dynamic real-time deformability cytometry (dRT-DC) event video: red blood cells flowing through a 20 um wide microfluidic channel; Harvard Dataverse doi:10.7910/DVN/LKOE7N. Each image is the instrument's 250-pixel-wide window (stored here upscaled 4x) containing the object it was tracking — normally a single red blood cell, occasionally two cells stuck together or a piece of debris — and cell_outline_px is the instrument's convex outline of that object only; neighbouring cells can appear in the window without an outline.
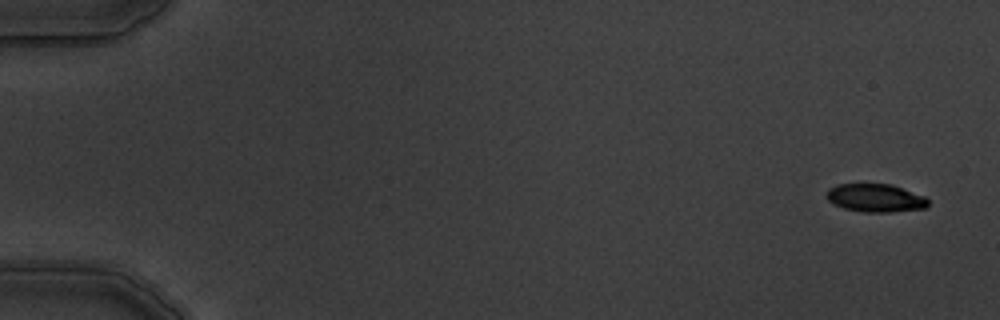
{"species": "common noctule bat (a hibernating species)", "species_latin": "Nyctalus noctula", "temperature_condition": "warm", "stored_images_in_passage": 6, "camera_frame_rate_fps": 3000, "um_per_image_px": 0.085, "animal": {"sex": "male", "body_mass_g": 19.5, "forearm_length_mm": 54.6}, "frame": {"image": 1, "passage_image": 1, "time_ms": 0.0, "image_size_px": [1000, 320], "cell_outline_px": [[928, 208], [892, 212], [864, 212], [844, 208], [832, 204], [828, 200], [828, 188], [836, 184], [892, 184], [924, 196], [928, 200]], "centroid_in_image_um": [74.43, 16.83], "position_along_channel_um": 10.6, "area_um2": 16.7}}
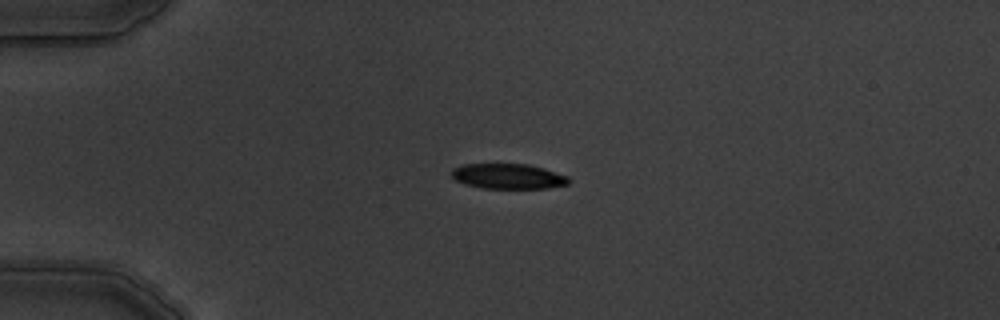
{"frame": {"image": 2, "passage_image": 4, "time_ms": 4.0, "image_size_px": [1000, 320], "cell_outline_px": [[568, 184], [548, 188], [480, 188], [464, 184], [456, 180], [448, 172], [452, 168], [464, 164], [528, 164], [544, 168], [568, 176]], "centroid_in_image_um": [43.14, 14.98], "position_along_channel_um": 41.9, "area_um2": 17.28}}